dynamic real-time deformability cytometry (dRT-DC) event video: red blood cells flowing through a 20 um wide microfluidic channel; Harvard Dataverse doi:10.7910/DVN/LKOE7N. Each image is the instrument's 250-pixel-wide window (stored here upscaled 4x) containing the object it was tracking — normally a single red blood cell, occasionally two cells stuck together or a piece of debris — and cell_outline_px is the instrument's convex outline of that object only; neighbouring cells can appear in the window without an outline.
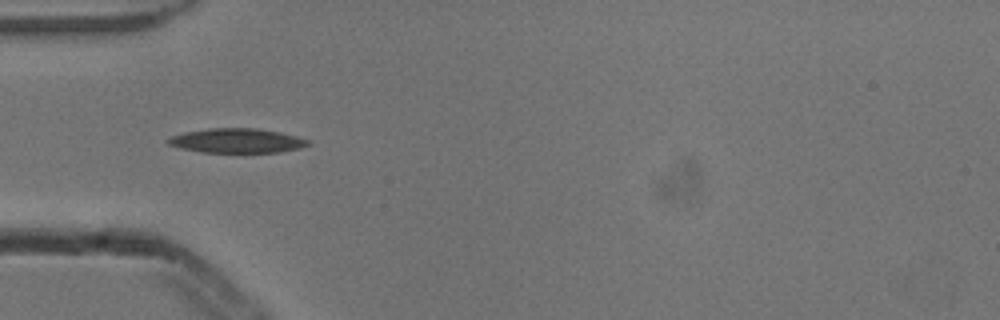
{"species": "common noctule bat (a hibernating species)", "species_latin": "Nyctalus noctula", "temperature_condition": "cold", "stored_images_in_passage": 1, "camera_frame_rate_fps": 3000, "um_per_image_px": 0.085, "animal": {"sex": "male", "body_mass_g": 13.3}, "frame": {"image": 1, "passage_image": 1, "time_ms": 0.0, "image_size_px": [1000, 320], "cell_outline_px": [[312, 144], [300, 148], [280, 152], [200, 152], [180, 148], [168, 144], [164, 140], [172, 136], [184, 132], [208, 128], [256, 128], [280, 132], [296, 136], [308, 140]], "centroid_in_image_um": [20.12, 11.95], "position_along_channel_um": 64.9, "area_um2": 20.0}}